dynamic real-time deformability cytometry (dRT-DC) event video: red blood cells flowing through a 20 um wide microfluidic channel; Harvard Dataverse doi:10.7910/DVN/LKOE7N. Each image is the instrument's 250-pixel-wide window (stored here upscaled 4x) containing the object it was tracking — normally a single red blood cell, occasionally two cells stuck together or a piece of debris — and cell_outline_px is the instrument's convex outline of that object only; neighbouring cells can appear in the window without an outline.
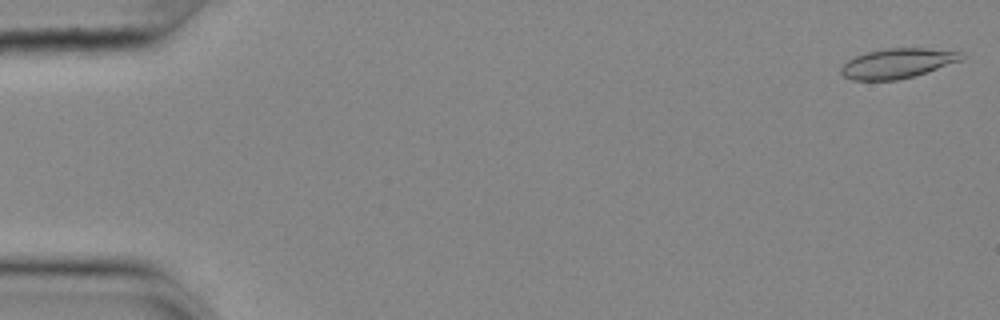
{"species": "common noctule bat (a hibernating species)", "species_latin": "Nyctalus noctula", "temperature_condition": "cold", "stored_images_in_passage": 55, "camera_frame_rate_fps": 3000, "um_per_image_px": 0.085, "animal": {"sex": "female", "body_mass_g": 25.1}, "frame": {"image": 1, "passage_image": 1, "time_ms": 0.0, "image_size_px": [1000, 320], "cell_outline_px": [[964, 56], [960, 60], [916, 76], [896, 80], [852, 80], [844, 76], [840, 72], [840, 68], [848, 60], [856, 56], [868, 52], [888, 48], [924, 48], [960, 52]], "centroid_in_image_um": [76.25, 5.39], "position_along_channel_um": 8.7, "area_um2": 20.63}}
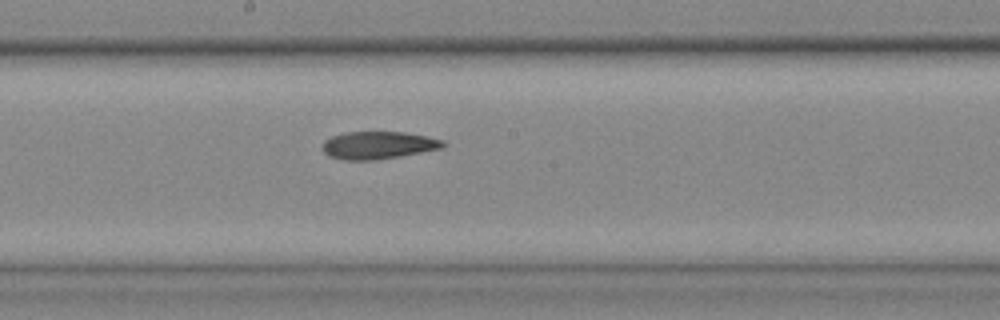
{"frame": {"image": 2, "passage_image": 30, "time_ms": 9.667, "image_size_px": [1000, 320], "cell_outline_px": [[444, 144], [440, 148], [376, 160], [344, 160], [328, 156], [324, 152], [324, 140], [332, 136], [348, 132], [404, 132], [428, 136], [444, 140]], "centroid_in_image_um": [32.12, 12.34], "position_along_channel_um": 216.1, "area_um2": 19.07}}
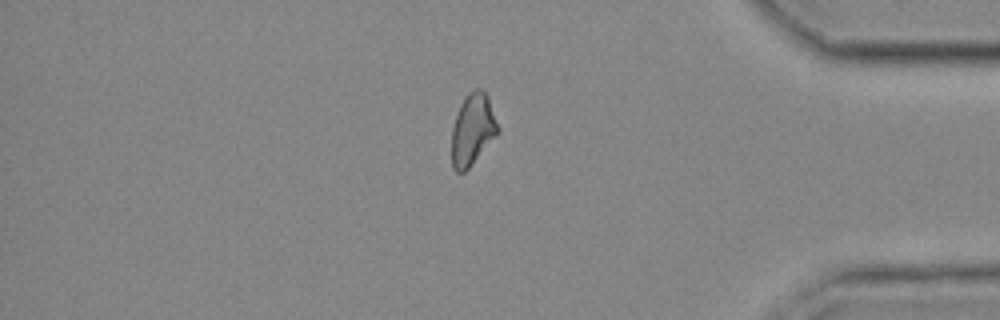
{"frame": {"image": 3, "passage_image": 47, "time_ms": 15.333, "image_size_px": [1000, 320], "cell_outline_px": [[500, 132], [468, 168], [464, 172], [456, 172], [452, 168], [452, 128], [460, 104], [464, 96], [472, 88], [480, 88], [488, 96], [500, 128]], "centroid_in_image_um": [40.18, 10.98], "position_along_channel_um": 395.0, "area_um2": 19.42}, "authors_computed_cell_mechanics": {"area_um2": 20.1144, "velocity_mm_per_s": 3.6309, "shape_relaxation_time_tau1_ms": 5.0412, "shape_relaxation_time_tau2_ms": 7.0065, "deformation_change_tau1": 0.1276, "deformation_change_tau2": 0.1572}}